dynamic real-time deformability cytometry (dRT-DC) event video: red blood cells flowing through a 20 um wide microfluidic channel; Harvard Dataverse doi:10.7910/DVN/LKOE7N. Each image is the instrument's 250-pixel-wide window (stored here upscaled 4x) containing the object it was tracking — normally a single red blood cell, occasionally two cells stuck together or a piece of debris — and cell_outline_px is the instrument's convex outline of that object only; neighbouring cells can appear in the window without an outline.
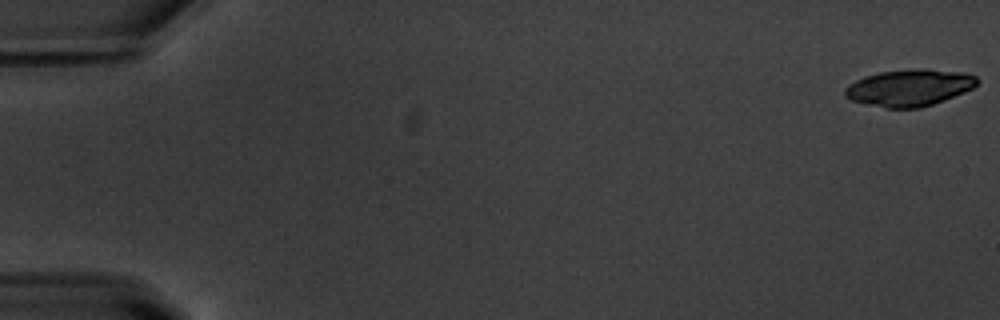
{"species": "common noctule bat (a hibernating species)", "species_latin": "Nyctalus noctula", "temperature_condition": "warm", "stored_images_in_passage": 54, "camera_frame_rate_fps": 3000, "um_per_image_px": 0.085, "animal": {"sex": "male", "body_mass_g": 20.1, "forearm_length_mm": 53.5}, "frame": {"image": 1, "passage_image": 1, "time_ms": 0.0, "image_size_px": [1000, 320], "cell_outline_px": [[980, 80], [972, 88], [964, 92], [944, 100], [920, 108], [884, 108], [852, 100], [844, 96], [844, 88], [848, 84], [864, 76], [880, 72], [920, 68], [924, 68], [964, 72], [976, 76]], "centroid_in_image_um": [77.29, 7.44], "position_along_channel_um": 7.7, "area_um2": 28.38}}
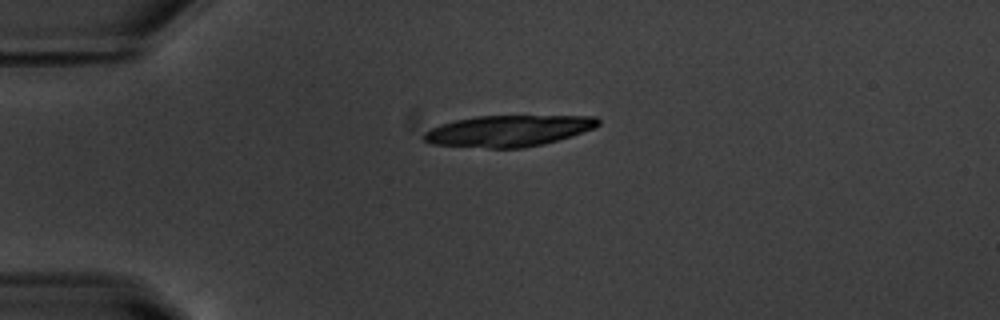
{"frame": {"image": 2, "passage_image": 14, "time_ms": 4.333, "image_size_px": [1000, 320], "cell_outline_px": [[600, 124], [596, 128], [572, 136], [544, 144], [520, 148], [488, 148], [432, 144], [424, 140], [424, 132], [440, 124], [456, 120], [476, 116], [596, 116], [600, 120]], "centroid_in_image_um": [43.26, 11.12], "position_along_channel_um": 41.7, "area_um2": 31.73}}